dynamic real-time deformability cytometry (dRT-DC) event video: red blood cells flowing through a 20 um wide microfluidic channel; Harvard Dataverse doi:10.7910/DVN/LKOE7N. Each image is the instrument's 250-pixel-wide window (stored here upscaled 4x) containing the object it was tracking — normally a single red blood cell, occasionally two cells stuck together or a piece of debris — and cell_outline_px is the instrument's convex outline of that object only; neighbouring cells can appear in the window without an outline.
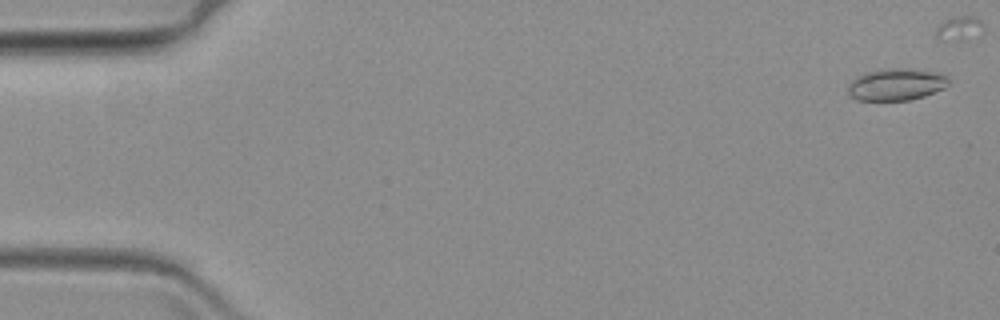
{"species": "common noctule bat (a hibernating species)", "species_latin": "Nyctalus noctula", "temperature_condition": "warm", "stored_images_in_passage": 5, "camera_frame_rate_fps": 3000, "um_per_image_px": 0.085, "animal": {"sex": "female", "body_mass_g": 19.3, "forearm_length_mm": 54.1}, "frame": {"image": 1, "passage_image": 2, "time_ms": 0.333, "image_size_px": [1000, 320], "cell_outline_px": [[948, 84], [944, 88], [924, 96], [908, 100], [856, 100], [848, 92], [848, 84], [852, 80], [864, 72], [880, 68], [904, 68], [928, 72], [944, 76], [948, 80]], "centroid_in_image_um": [76.1, 7.18], "position_along_channel_um": 8.9, "area_um2": 18.44}}